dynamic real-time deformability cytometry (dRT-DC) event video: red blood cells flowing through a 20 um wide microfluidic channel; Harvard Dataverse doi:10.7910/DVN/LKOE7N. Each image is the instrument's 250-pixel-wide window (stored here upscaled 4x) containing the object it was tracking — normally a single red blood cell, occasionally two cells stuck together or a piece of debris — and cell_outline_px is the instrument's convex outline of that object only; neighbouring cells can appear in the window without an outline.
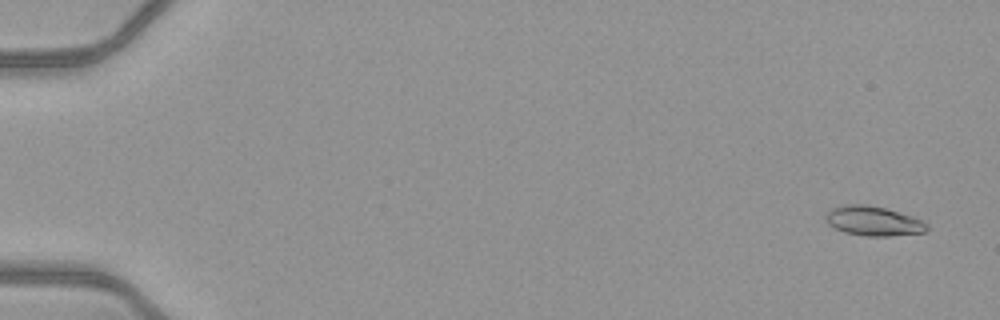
{"species": "common noctule bat (a hibernating species)", "species_latin": "Nyctalus noctula", "temperature_condition": "warm", "stored_images_in_passage": 52, "camera_frame_rate_fps": 3000, "um_per_image_px": 0.085, "animal": {"sex": "female", "body_mass_g": 21.9}, "frame": {"image": 1, "passage_image": 3, "time_ms": 0.667, "image_size_px": [1000, 320], "cell_outline_px": [[928, 228], [924, 232], [888, 236], [868, 236], [844, 232], [828, 224], [824, 216], [832, 208], [844, 204], [868, 204], [884, 208], [912, 216], [924, 220], [928, 224]], "centroid_in_image_um": [74.24, 18.77], "position_along_channel_um": 10.8, "area_um2": 17.4}}
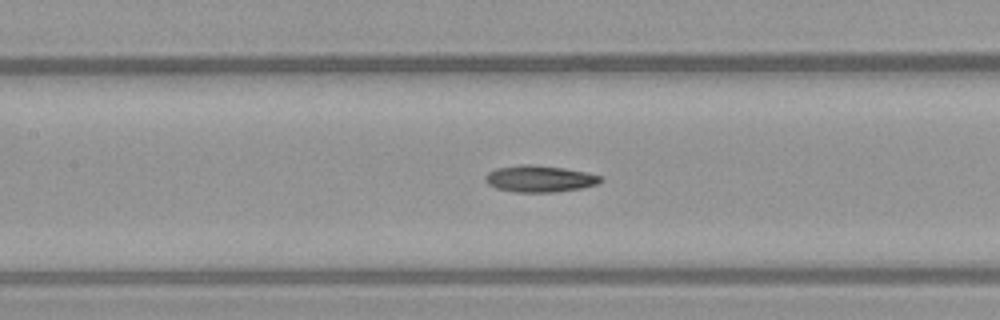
{"frame": {"image": 2, "passage_image": 26, "time_ms": 8.333, "image_size_px": [1000, 320], "cell_outline_px": [[604, 180], [596, 184], [580, 188], [552, 192], [516, 192], [496, 188], [488, 184], [484, 180], [484, 176], [488, 172], [496, 168], [520, 164], [532, 164], [564, 168], [588, 172], [604, 176]], "centroid_in_image_um": [45.87, 15.18], "position_along_channel_um": 161.5, "area_um2": 18.03}}
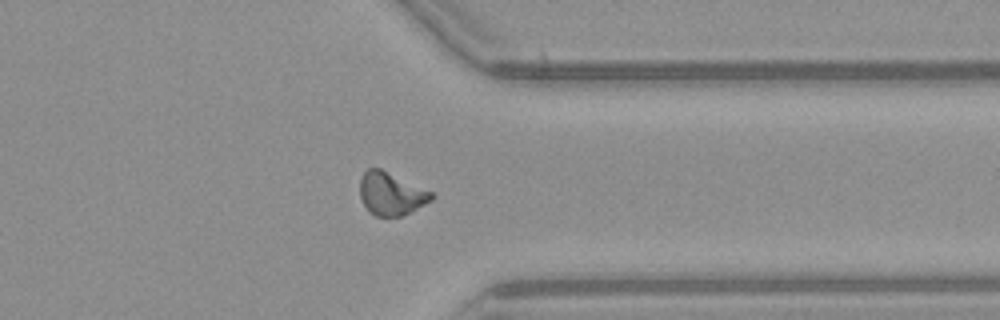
{"frame": {"image": 3, "passage_image": 42, "time_ms": 13.667, "image_size_px": [1000, 320], "cell_outline_px": [[436, 196], [432, 200], [400, 216], [376, 216], [368, 212], [360, 200], [360, 180], [364, 172], [368, 168], [380, 168], [432, 192]], "centroid_in_image_um": [33.2, 16.47], "position_along_channel_um": 378.2, "area_um2": 17.74}, "authors_computed_cell_mechanics": {"area_um2": 17.34, "velocity_mm_per_s": 4.112, "shape_relaxation_time_tau1_ms": null, "shape_relaxation_time_tau2_ms": 4.4267, "deformation_change_tau1": null, "deformation_change_tau2": 0.1266}}